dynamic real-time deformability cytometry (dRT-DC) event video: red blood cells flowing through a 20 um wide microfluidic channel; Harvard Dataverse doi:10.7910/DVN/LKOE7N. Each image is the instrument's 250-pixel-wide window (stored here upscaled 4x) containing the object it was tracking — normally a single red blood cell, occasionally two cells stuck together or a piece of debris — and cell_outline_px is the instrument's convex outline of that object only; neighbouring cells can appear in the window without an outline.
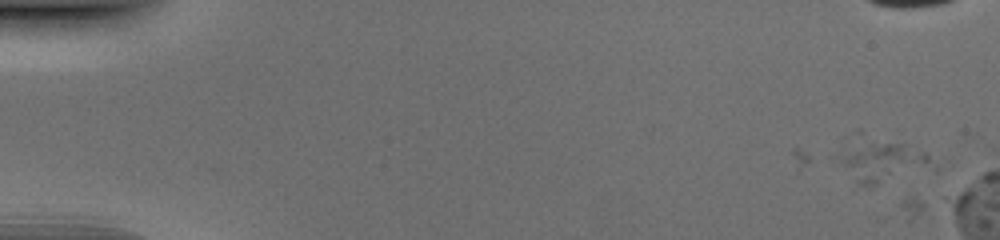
{"species": "human", "species_latin": "Homo sapiens", "temperature_condition": "cold", "stored_images_in_passage": 11, "camera_frame_rate_fps": 3000, "um_per_image_px": 0.085, "donor": {"sex": "male"}, "frame": {"image": 1, "passage_image": 4, "time_ms": 1.0, "image_size_px": [1000, 240], "cell_outline_px": [[928, 164], [872, 184], [864, 184], [856, 180], [840, 160], [852, 132], [856, 128], [860, 128], [908, 144], [924, 152], [928, 156]], "centroid_in_image_um": [74.75, 13.34], "position_along_channel_um": 10.3, "area_um2": 22.37}}